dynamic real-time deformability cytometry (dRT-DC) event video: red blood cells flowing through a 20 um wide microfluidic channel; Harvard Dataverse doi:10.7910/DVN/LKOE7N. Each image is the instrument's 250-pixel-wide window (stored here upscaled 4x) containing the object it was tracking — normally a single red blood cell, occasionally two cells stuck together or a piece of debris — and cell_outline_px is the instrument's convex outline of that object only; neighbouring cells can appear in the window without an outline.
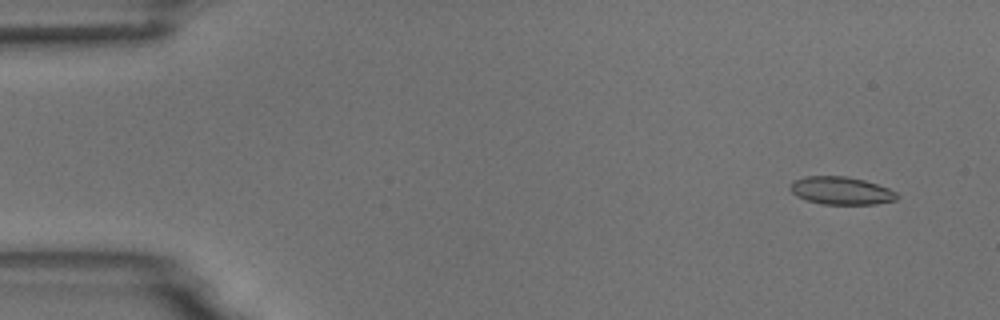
{"species": "common noctule bat (a hibernating species)", "species_latin": "Nyctalus noctula", "temperature_condition": "room temperature", "stored_images_in_passage": 6, "camera_frame_rate_fps": 3000, "um_per_image_px": 0.085, "animal": {"sex": "male", "body_mass_g": 18.8}, "frame": {"image": 1, "passage_image": 1, "time_ms": 0.0, "image_size_px": [1000, 320], "cell_outline_px": [[900, 196], [896, 200], [876, 204], [820, 204], [804, 200], [796, 196], [788, 188], [788, 184], [804, 176], [848, 176], [864, 180], [888, 188], [896, 192]], "centroid_in_image_um": [71.46, 16.21], "position_along_channel_um": 13.5, "area_um2": 17.51}}
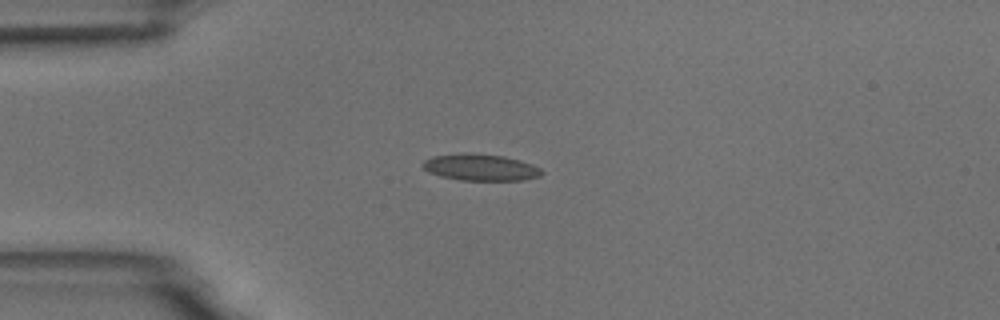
{"frame": {"image": 2, "passage_image": 4, "time_ms": 3.333, "image_size_px": [1000, 320], "cell_outline_px": [[544, 172], [540, 176], [520, 180], [460, 180], [440, 176], [428, 172], [420, 164], [424, 160], [432, 156], [464, 152], [504, 156], [520, 160], [532, 164], [540, 168]], "centroid_in_image_um": [40.81, 14.21], "position_along_channel_um": 44.2, "area_um2": 18.55}}
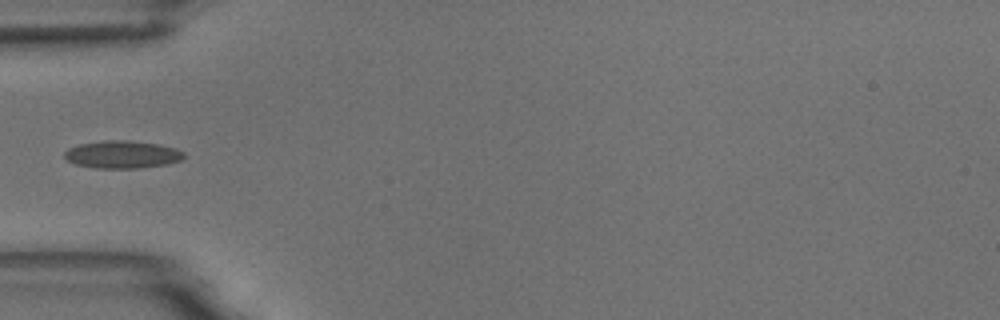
{"frame": {"image": 3, "passage_image": 5, "time_ms": 4.667, "image_size_px": [1000, 320], "cell_outline_px": [[184, 156], [180, 160], [168, 164], [140, 168], [96, 168], [76, 164], [68, 160], [64, 156], [64, 152], [68, 148], [80, 144], [104, 140], [128, 140], [160, 144], [176, 148], [184, 152]], "centroid_in_image_um": [10.41, 13.12], "position_along_channel_um": 74.6, "area_um2": 19.25}}